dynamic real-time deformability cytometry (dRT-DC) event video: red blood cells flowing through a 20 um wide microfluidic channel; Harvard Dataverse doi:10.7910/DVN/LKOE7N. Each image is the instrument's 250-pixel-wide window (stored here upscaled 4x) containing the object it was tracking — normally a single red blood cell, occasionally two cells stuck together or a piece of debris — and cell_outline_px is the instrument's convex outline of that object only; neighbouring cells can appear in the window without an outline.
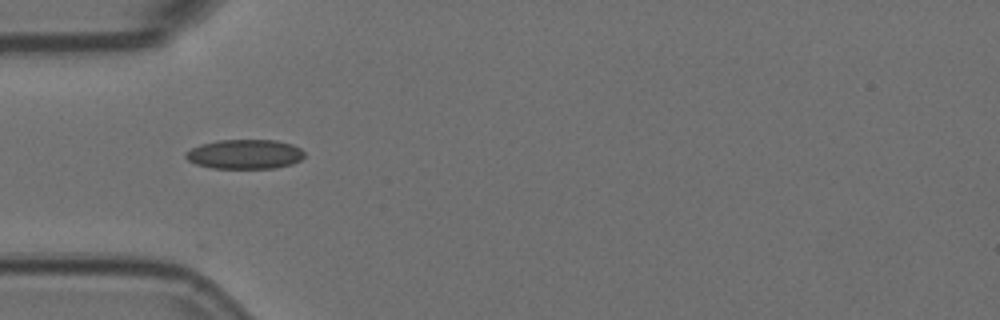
{"species": "Egyptian fruit bat (a non-hibernating species)", "species_latin": "Rousettus aegyptiacus", "temperature_condition": "room temperature", "stored_images_in_passage": 4, "camera_frame_rate_fps": 3000, "um_per_image_px": 0.085, "animal": {"sex": "female"}, "frame": {"image": 1, "passage_image": 1, "time_ms": 0.0, "image_size_px": [1000, 320], "cell_outline_px": [[304, 156], [300, 160], [292, 164], [276, 168], [212, 168], [196, 164], [188, 160], [184, 156], [184, 152], [200, 144], [220, 140], [276, 140], [292, 144], [300, 148], [304, 152]], "centroid_in_image_um": [20.8, 13.1], "position_along_channel_um": 64.2, "area_um2": 20.46}}
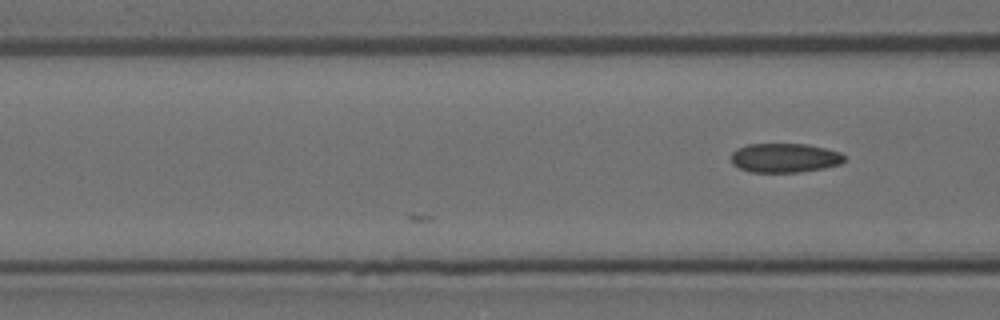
{"frame": {"image": 2, "passage_image": 4, "time_ms": 1.0, "image_size_px": [1000, 320], "cell_outline_px": [[844, 160], [840, 164], [824, 168], [800, 172], [752, 172], [740, 168], [732, 164], [732, 152], [736, 148], [748, 144], [808, 144], [840, 152], [844, 156]], "centroid_in_image_um": [66.68, 13.42], "position_along_channel_um": 99.9, "area_um2": 19.25}}